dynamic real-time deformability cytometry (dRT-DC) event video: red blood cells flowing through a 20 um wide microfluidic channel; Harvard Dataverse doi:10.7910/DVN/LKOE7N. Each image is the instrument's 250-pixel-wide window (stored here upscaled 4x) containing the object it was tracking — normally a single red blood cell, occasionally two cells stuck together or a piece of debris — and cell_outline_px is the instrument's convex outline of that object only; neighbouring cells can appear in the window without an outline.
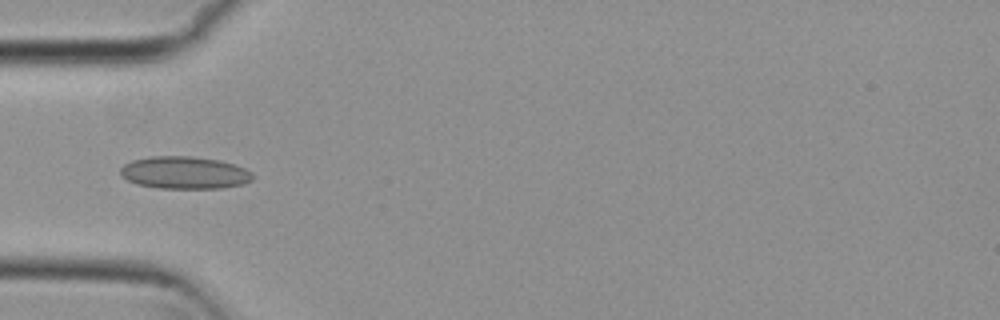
{"species": "common noctule bat (a hibernating species)", "species_latin": "Nyctalus noctula", "temperature_condition": "cold", "stored_images_in_passage": 4, "camera_frame_rate_fps": 3000, "um_per_image_px": 0.085, "animal": {"sex": "female", "body_mass_g": 29.2, "forearm_length_mm": 56.3}, "frame": {"image": 1, "passage_image": 4, "time_ms": 1.0, "image_size_px": [1000, 320], "cell_outline_px": [[256, 176], [252, 180], [244, 184], [220, 188], [160, 188], [136, 184], [120, 176], [120, 168], [124, 164], [132, 160], [152, 156], [192, 156], [216, 160], [232, 164], [244, 168], [252, 172]], "centroid_in_image_um": [15.68, 14.68], "position_along_channel_um": 69.3, "area_um2": 25.03}}